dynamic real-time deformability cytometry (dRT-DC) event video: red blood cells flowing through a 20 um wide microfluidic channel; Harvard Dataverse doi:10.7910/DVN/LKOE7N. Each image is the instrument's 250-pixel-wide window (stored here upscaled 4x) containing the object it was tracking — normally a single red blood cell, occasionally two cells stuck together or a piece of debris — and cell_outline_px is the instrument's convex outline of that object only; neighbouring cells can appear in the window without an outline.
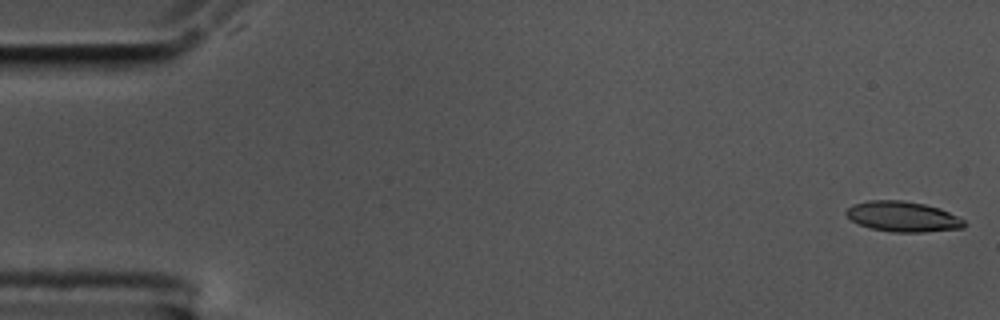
{"species": "common noctule bat (a hibernating species)", "species_latin": "Nyctalus noctula", "temperature_condition": "cold", "stored_images_in_passage": 57, "camera_frame_rate_fps": 3000, "um_per_image_px": 0.085, "animal": {"sex": "male", "body_mass_g": 17.5, "forearm_length_mm": 52.3}, "frame": {"image": 1, "passage_image": 1, "time_ms": 0.0, "image_size_px": [1000, 320], "cell_outline_px": [[968, 224], [964, 228], [924, 232], [892, 232], [872, 228], [860, 224], [852, 220], [844, 212], [852, 204], [868, 200], [900, 200], [924, 204], [940, 208], [964, 220]], "centroid_in_image_um": [76.76, 18.41], "position_along_channel_um": 8.2, "area_um2": 20.81}}
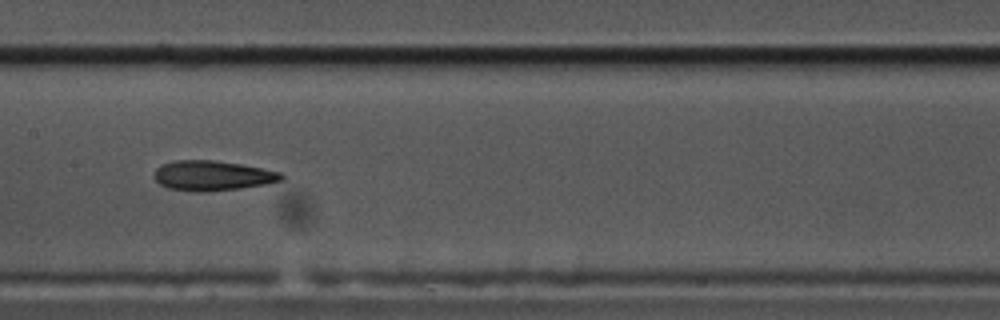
{"frame": {"image": 2, "passage_image": 28, "time_ms": 9.0, "image_size_px": [1000, 320], "cell_outline_px": [[284, 176], [280, 180], [264, 184], [240, 188], [204, 192], [196, 192], [168, 188], [160, 184], [156, 180], [156, 168], [160, 164], [176, 160], [212, 160], [240, 164], [280, 172]], "centroid_in_image_um": [18.02, 14.93], "position_along_channel_um": 189.4, "area_um2": 21.91}}
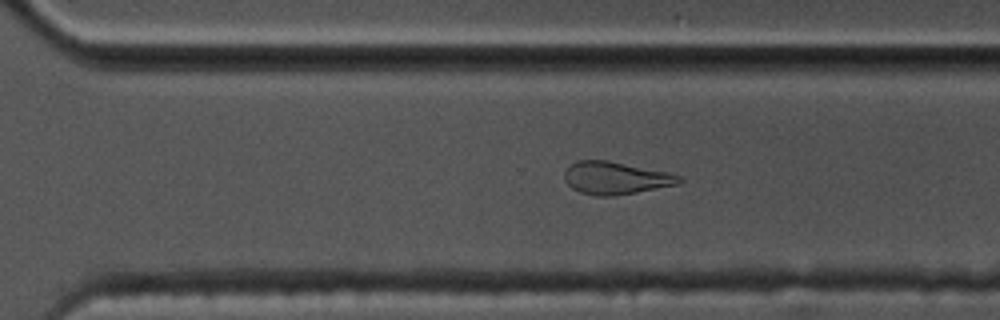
{"frame": {"image": 3, "passage_image": 39, "time_ms": 12.667, "image_size_px": [1000, 320], "cell_outline_px": [[684, 180], [680, 184], [636, 192], [612, 196], [592, 196], [580, 192], [572, 188], [564, 180], [564, 172], [576, 160], [608, 160], [668, 172], [680, 176]], "centroid_in_image_um": [52.33, 15.13], "position_along_channel_um": 318.3, "area_um2": 21.85}, "authors_computed_cell_mechanics": {"area_um2": 21.964, "velocity_mm_per_s": 3.5194, "shape_relaxation_time_tau1_ms": 5.7276, "shape_relaxation_time_tau2_ms": 3.877, "deformation_change_tau1": 0.1878, "deformation_change_tau2": 0.1361}}